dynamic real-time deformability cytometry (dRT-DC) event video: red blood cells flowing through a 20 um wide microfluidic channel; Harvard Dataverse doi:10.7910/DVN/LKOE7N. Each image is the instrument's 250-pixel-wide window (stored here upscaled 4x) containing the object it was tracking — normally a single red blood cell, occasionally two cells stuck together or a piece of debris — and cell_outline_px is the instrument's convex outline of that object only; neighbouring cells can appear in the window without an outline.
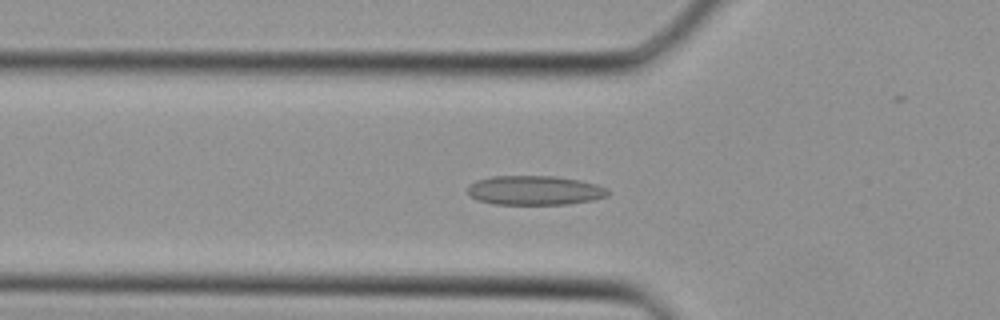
{"species": "Egyptian fruit bat (a non-hibernating species)", "species_latin": "Rousettus aegyptiacus", "temperature_condition": "cold", "stored_images_in_passage": 30, "camera_frame_rate_fps": 3000, "um_per_image_px": 0.085, "animal": {"sex": "female"}, "frame": {"image": 1, "passage_image": 5, "time_ms": 1.333, "image_size_px": [1000, 320], "cell_outline_px": [[608, 196], [592, 200], [564, 204], [492, 204], [480, 200], [472, 196], [468, 192], [468, 184], [476, 180], [492, 176], [556, 176], [580, 180], [596, 184], [608, 188]], "centroid_in_image_um": [45.45, 16.17], "position_along_channel_um": 80.3, "area_um2": 23.93}}
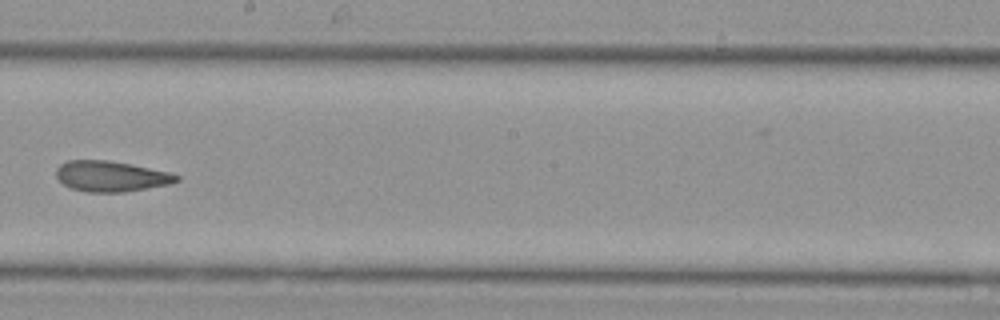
{"frame": {"image": 2, "passage_image": 14, "time_ms": 4.333, "image_size_px": [1000, 320], "cell_outline_px": [[180, 180], [168, 184], [124, 192], [84, 192], [72, 188], [64, 184], [56, 176], [56, 168], [60, 164], [68, 160], [108, 160], [168, 172], [180, 176]], "centroid_in_image_um": [9.4, 14.98], "position_along_channel_um": 238.8, "area_um2": 21.21}}
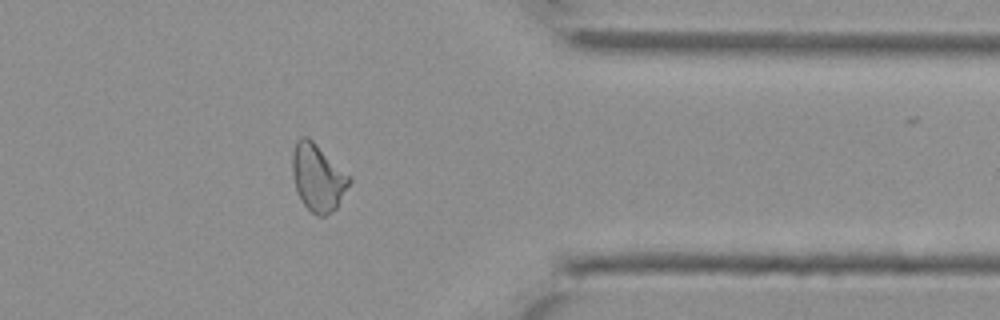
{"frame": {"image": 3, "passage_image": 23, "time_ms": 7.333, "image_size_px": [1000, 320], "cell_outline_px": [[352, 180], [336, 208], [332, 212], [324, 216], [316, 216], [304, 204], [296, 188], [292, 172], [292, 156], [296, 140], [300, 136], [308, 136], [352, 176]], "centroid_in_image_um": [27.04, 15.06], "position_along_channel_um": 384.4, "area_um2": 22.37}}